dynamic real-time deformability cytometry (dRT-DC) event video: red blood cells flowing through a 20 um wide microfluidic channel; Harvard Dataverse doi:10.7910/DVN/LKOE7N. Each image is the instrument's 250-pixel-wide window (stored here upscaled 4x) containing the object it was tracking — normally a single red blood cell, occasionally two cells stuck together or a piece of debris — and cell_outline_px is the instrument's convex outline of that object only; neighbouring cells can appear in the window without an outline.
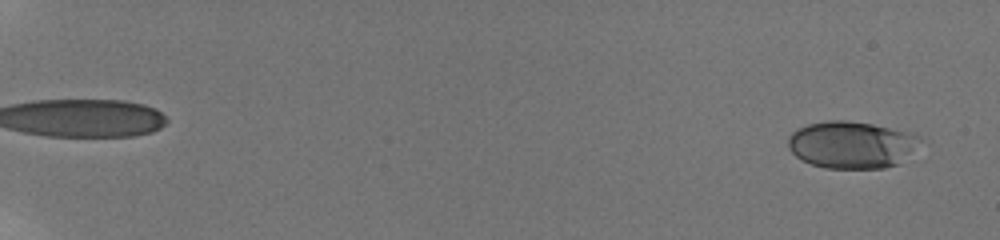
{"species": "human", "species_latin": "Homo sapiens", "temperature_condition": "room temperature", "stored_images_in_passage": 58, "camera_frame_rate_fps": 3000, "um_per_image_px": 0.085, "donor": {"sex": "male"}, "frame": {"image": 1, "passage_image": 3, "time_ms": 0.667, "image_size_px": [1000, 240], "cell_outline_px": [[920, 136], [900, 164], [884, 168], [824, 168], [812, 164], [796, 156], [788, 148], [788, 136], [796, 128], [808, 124], [828, 120], [844, 120], [872, 124], [908, 132]], "centroid_in_image_um": [72.29, 12.3], "position_along_channel_um": 12.7, "area_um2": 35.72}}
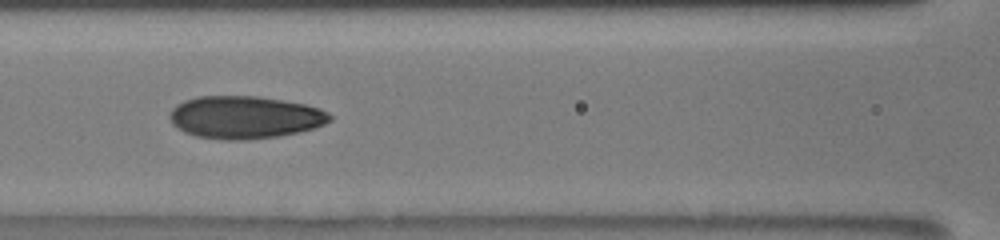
{"frame": {"image": 2, "passage_image": 31, "time_ms": 10.0, "image_size_px": [1000, 240], "cell_outline_px": [[332, 120], [324, 124], [312, 128], [280, 136], [248, 140], [224, 140], [196, 136], [184, 132], [172, 124], [168, 116], [172, 108], [176, 104], [184, 100], [196, 96], [260, 96], [304, 104], [320, 108], [328, 112], [332, 116]], "centroid_in_image_um": [20.78, 9.96], "position_along_channel_um": 145.8, "area_um2": 40.0}}
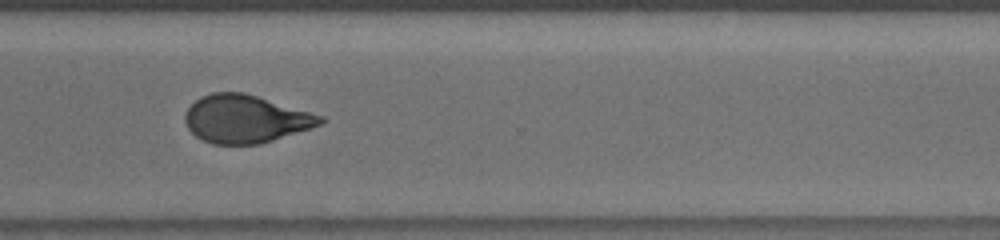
{"frame": {"image": 3, "passage_image": 47, "time_ms": 15.333, "image_size_px": [1000, 240], "cell_outline_px": [[328, 120], [312, 128], [260, 144], [212, 144], [196, 136], [188, 128], [184, 120], [184, 116], [188, 108], [200, 96], [212, 92], [244, 92], [324, 116]], "centroid_in_image_um": [20.88, 10.1], "position_along_channel_um": 349.7, "area_um2": 37.74}, "authors_computed_cell_mechanics": {"area_um2": 37.5989, "velocity_mm_per_s": 3.836, "shape_relaxation_time_tau1_ms": 4.7018, "shape_relaxation_time_tau2_ms": 1.4743, "deformation_change_tau1": 0.159, "deformation_change_tau2": 0.0735}}